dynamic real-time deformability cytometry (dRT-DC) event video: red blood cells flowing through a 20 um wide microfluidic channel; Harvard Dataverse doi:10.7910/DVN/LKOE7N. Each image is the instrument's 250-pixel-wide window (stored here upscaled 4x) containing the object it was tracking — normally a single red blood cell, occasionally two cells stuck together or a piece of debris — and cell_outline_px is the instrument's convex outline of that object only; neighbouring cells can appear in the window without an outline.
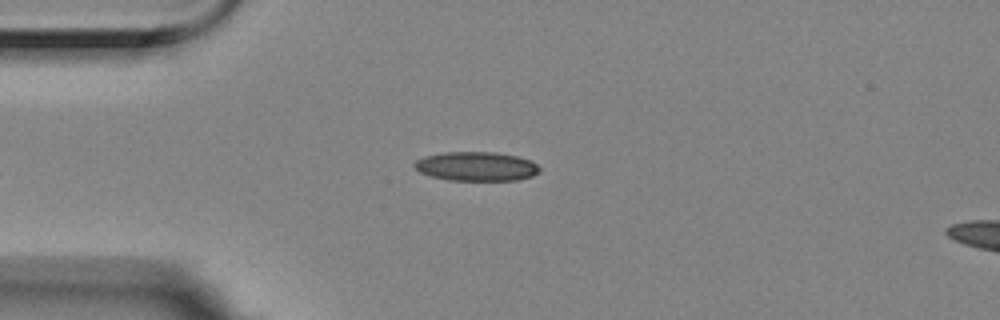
{"species": "Egyptian fruit bat (a non-hibernating species)", "species_latin": "Rousettus aegyptiacus", "temperature_condition": "room temperature", "stored_images_in_passage": 39, "camera_frame_rate_fps": 3000, "um_per_image_px": 0.085, "animal": {"sex": "female"}, "frame": {"image": 1, "passage_image": 2, "time_ms": 0.333, "image_size_px": [1000, 320], "cell_outline_px": [[540, 172], [532, 176], [516, 180], [448, 180], [432, 176], [420, 172], [412, 164], [416, 160], [424, 156], [444, 152], [496, 152], [516, 156], [532, 160], [540, 168]], "centroid_in_image_um": [40.5, 14.13], "position_along_channel_um": 44.5, "area_um2": 21.27}}
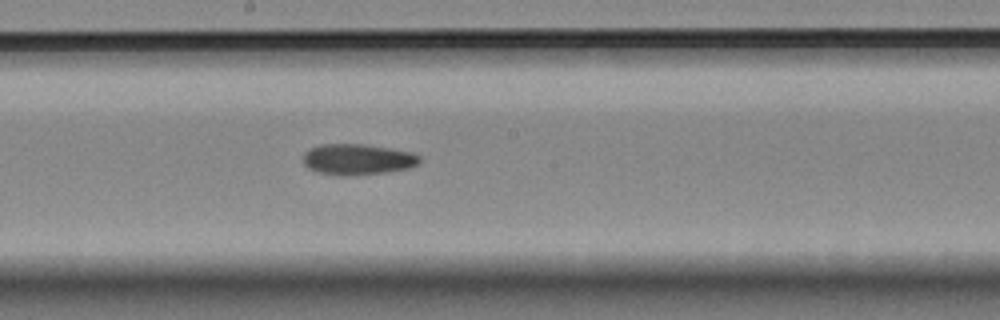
{"frame": {"image": 2, "passage_image": 18, "time_ms": 5.667, "image_size_px": [1000, 320], "cell_outline_px": [[420, 160], [416, 164], [408, 168], [384, 172], [320, 172], [308, 168], [304, 164], [304, 152], [308, 148], [320, 144], [364, 144], [412, 152], [420, 156]], "centroid_in_image_um": [30.39, 13.47], "position_along_channel_um": 217.8, "area_um2": 19.83}}
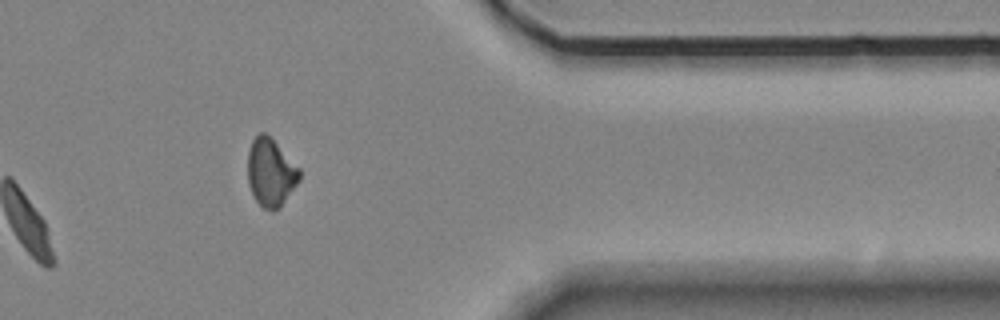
{"frame": {"image": 3, "passage_image": 34, "time_ms": 11.0, "image_size_px": [1000, 320], "cell_outline_px": [[300, 180], [284, 200], [272, 212], [264, 208], [256, 200], [248, 184], [248, 152], [252, 140], [260, 132], [264, 132], [300, 168]], "centroid_in_image_um": [22.99, 14.65], "position_along_channel_um": 388.4, "area_um2": 19.94}}